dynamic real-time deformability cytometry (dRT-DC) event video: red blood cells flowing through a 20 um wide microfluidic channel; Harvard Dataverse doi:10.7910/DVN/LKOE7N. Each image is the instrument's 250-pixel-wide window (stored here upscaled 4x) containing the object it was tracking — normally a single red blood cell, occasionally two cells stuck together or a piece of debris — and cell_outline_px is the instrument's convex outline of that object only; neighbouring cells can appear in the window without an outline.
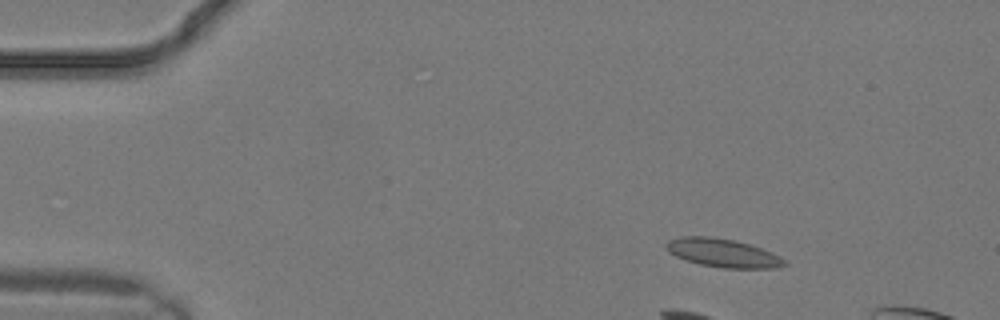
{"species": "common noctule bat (a hibernating species)", "species_latin": "Nyctalus noctula", "temperature_condition": "warm", "stored_images_in_passage": 8, "camera_frame_rate_fps": 3000, "um_per_image_px": 0.085, "animal": {"sex": "male", "body_mass_g": 19.2, "forearm_length_mm": 51.8}, "frame": {"image": 1, "passage_image": 4, "time_ms": 1.0, "image_size_px": [1000, 320], "cell_outline_px": [[788, 264], [776, 268], [724, 268], [700, 264], [676, 256], [668, 252], [664, 244], [668, 240], [680, 236], [712, 236], [736, 240], [772, 252], [780, 256]], "centroid_in_image_um": [61.43, 21.49], "position_along_channel_um": 23.6, "area_um2": 19.65}}